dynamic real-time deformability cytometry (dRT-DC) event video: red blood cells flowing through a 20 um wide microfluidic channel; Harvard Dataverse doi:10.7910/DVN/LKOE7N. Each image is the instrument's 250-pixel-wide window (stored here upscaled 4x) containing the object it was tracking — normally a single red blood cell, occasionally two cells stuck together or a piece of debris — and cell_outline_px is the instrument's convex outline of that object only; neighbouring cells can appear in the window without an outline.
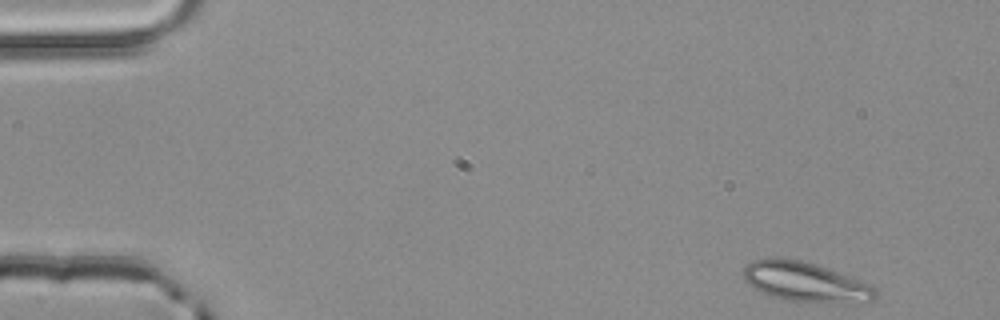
{"species": "common noctule bat (a hibernating species)", "species_latin": "Nyctalus noctula", "temperature_condition": "room temperature", "stored_images_in_passage": 3, "camera_frame_rate_fps": 3000, "um_per_image_px": 0.085, "animal": {"sex": "male", "body_mass_g": 20.4}, "frame": {"image": 1, "passage_image": 1, "time_ms": 0.0, "image_size_px": [1000, 320], "cell_outline_px": [[876, 296], [872, 300], [844, 304], [800, 304], [772, 296], [760, 292], [748, 284], [744, 280], [744, 268], [752, 260], [800, 260], [816, 264], [872, 284], [876, 288]], "centroid_in_image_um": [68.53, 24.04], "position_along_channel_um": 16.5, "area_um2": 30.81}}